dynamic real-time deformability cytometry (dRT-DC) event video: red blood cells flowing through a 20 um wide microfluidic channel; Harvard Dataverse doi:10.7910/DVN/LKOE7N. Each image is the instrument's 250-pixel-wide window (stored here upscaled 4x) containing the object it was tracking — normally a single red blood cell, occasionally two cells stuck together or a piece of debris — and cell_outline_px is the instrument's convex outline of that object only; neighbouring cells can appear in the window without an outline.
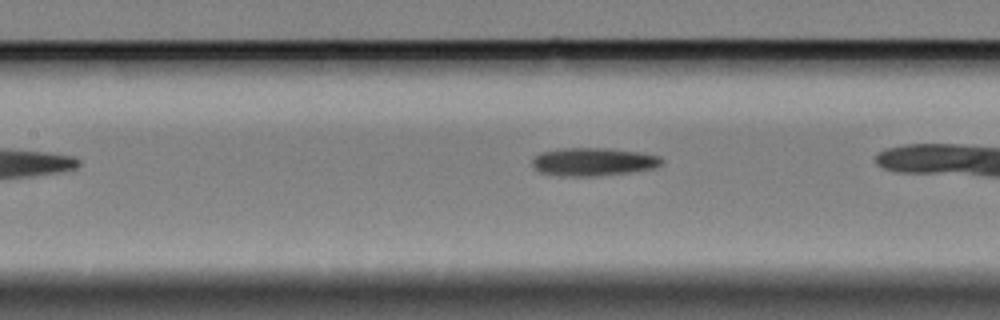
{"species": "Egyptian fruit bat (a non-hibernating species)", "species_latin": "Rousettus aegyptiacus", "temperature_condition": "cold", "stored_images_in_passage": 28, "camera_frame_rate_fps": 3000, "um_per_image_px": 0.085, "animal": {"sex": "female"}, "frame": {"image": 1, "passage_image": 9, "time_ms": 2.667, "image_size_px": [1000, 320], "cell_outline_px": [[664, 160], [660, 164], [652, 168], [628, 172], [592, 176], [560, 176], [540, 172], [532, 164], [532, 160], [540, 152], [564, 148], [608, 148], [644, 152], [660, 156]], "centroid_in_image_um": [50.43, 13.74], "position_along_channel_um": 157.0, "area_um2": 21.1}}
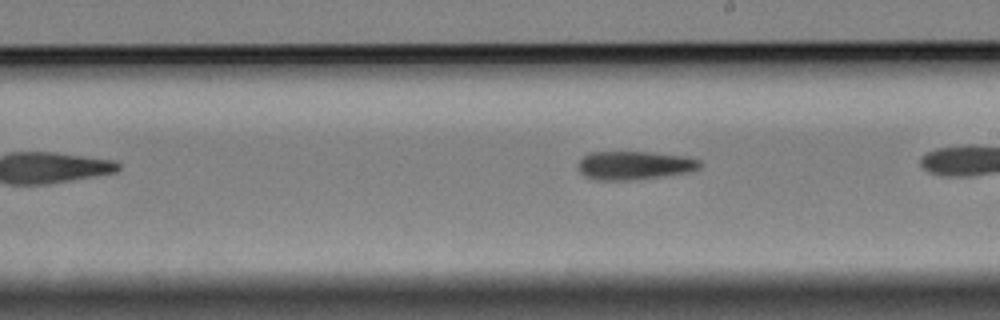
{"frame": {"image": 2, "passage_image": 16, "time_ms": 5.0, "image_size_px": [1000, 320], "cell_outline_px": [[700, 168], [692, 172], [660, 176], [624, 180], [596, 180], [584, 176], [580, 172], [576, 164], [588, 152], [652, 152], [688, 156], [700, 160]], "centroid_in_image_um": [53.92, 14.04], "position_along_channel_um": 235.1, "area_um2": 20.35}}
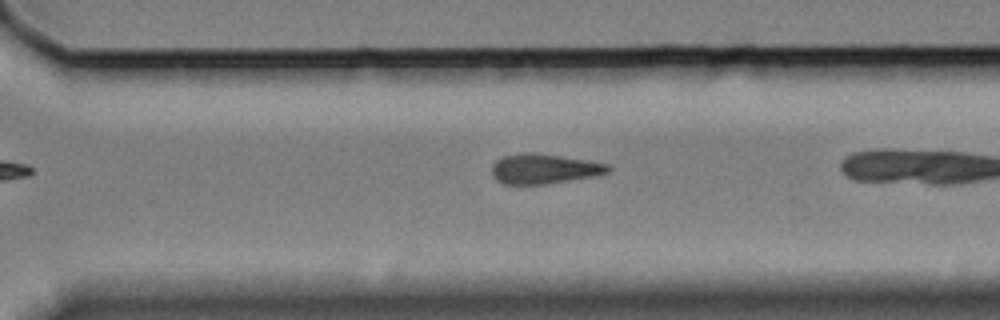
{"frame": {"image": 3, "passage_image": 24, "time_ms": 7.667, "image_size_px": [1000, 320], "cell_outline_px": [[612, 172], [592, 176], [544, 184], [504, 184], [496, 180], [492, 172], [492, 164], [496, 160], [504, 156], [520, 152], [532, 152], [588, 160], [608, 164], [612, 168]], "centroid_in_image_um": [46.24, 14.34], "position_along_channel_um": 324.4, "area_um2": 20.23}}